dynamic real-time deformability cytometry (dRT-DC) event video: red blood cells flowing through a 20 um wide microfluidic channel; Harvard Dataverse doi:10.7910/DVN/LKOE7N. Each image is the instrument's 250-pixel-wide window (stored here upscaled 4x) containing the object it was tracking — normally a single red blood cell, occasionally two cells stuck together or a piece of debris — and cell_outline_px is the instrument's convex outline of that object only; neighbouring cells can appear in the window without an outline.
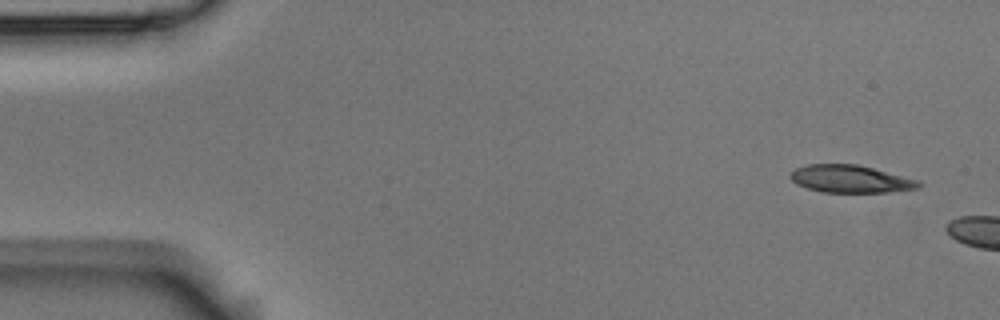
{"species": "Egyptian fruit bat (a non-hibernating species)", "species_latin": "Rousettus aegyptiacus", "temperature_condition": "room temperature", "stored_images_in_passage": 2, "camera_frame_rate_fps": 3000, "um_per_image_px": 0.085, "animal": {"sex": "male"}, "frame": {"image": 1, "passage_image": 1, "time_ms": 0.0, "image_size_px": [1000, 320], "cell_outline_px": [[924, 184], [920, 188], [888, 192], [824, 192], [808, 188], [796, 184], [788, 176], [796, 168], [808, 164], [856, 164], [920, 180]], "centroid_in_image_um": [72.32, 15.21], "position_along_channel_um": 12.7, "area_um2": 20.58}}